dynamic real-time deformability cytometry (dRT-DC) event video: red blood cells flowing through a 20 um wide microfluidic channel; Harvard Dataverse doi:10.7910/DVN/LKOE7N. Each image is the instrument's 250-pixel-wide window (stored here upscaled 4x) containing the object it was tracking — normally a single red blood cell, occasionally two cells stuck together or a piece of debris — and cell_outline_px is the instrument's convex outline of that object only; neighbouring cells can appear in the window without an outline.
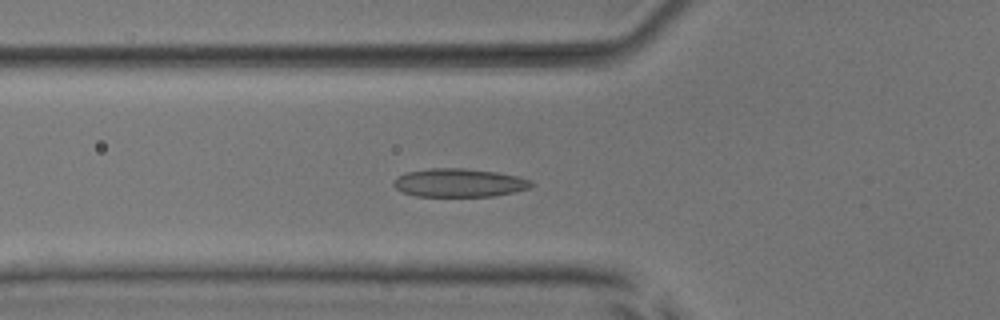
{"species": "common noctule bat (a hibernating species)", "species_latin": "Nyctalus noctula", "temperature_condition": "room temperature", "stored_images_in_passage": 52, "camera_frame_rate_fps": 3000, "um_per_image_px": 0.085, "animal": {"sex": "male", "body_mass_g": 17.9, "forearm_length_mm": 54.2}, "frame": {"image": 1, "passage_image": 19, "time_ms": 6.0, "image_size_px": [1000, 320], "cell_outline_px": [[532, 184], [528, 188], [496, 196], [416, 196], [404, 192], [396, 188], [392, 184], [392, 180], [408, 172], [428, 168], [464, 168], [496, 172], [520, 176], [532, 180]], "centroid_in_image_um": [39.03, 15.53], "position_along_channel_um": 86.8, "area_um2": 22.72}}
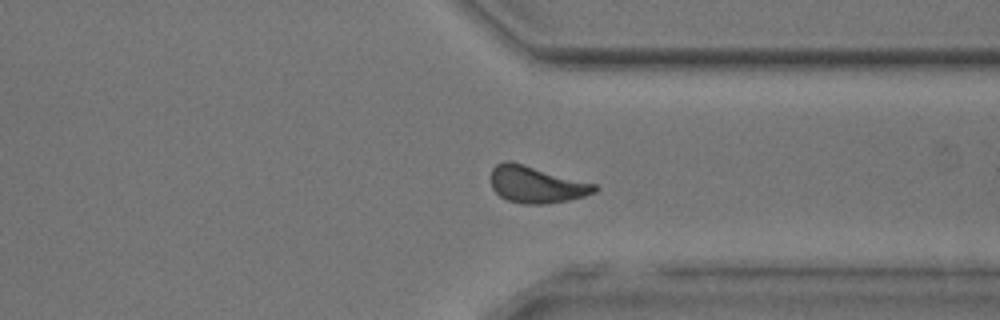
{"frame": {"image": 2, "passage_image": 40, "time_ms": 13.0, "image_size_px": [1000, 320], "cell_outline_px": [[600, 188], [596, 192], [584, 196], [568, 200], [540, 204], [524, 204], [508, 200], [500, 196], [492, 188], [492, 168], [496, 164], [504, 160], [508, 160], [524, 164], [596, 184]], "centroid_in_image_um": [45.6, 15.67], "position_along_channel_um": 365.8, "area_um2": 22.14}}
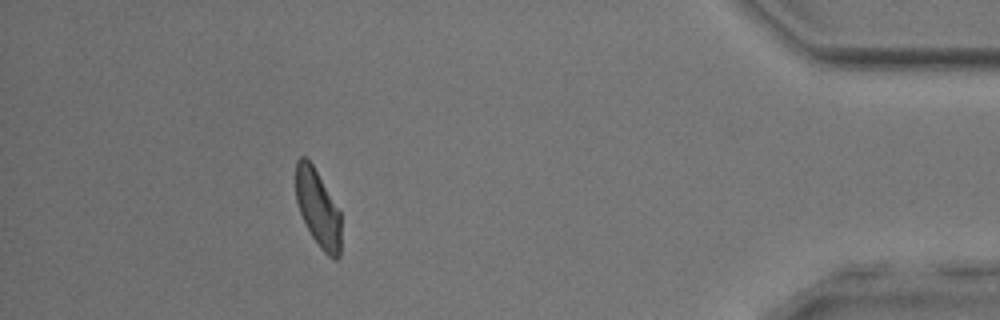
{"frame": {"image": 3, "passage_image": 47, "time_ms": 15.333, "image_size_px": [1000, 320], "cell_outline_px": [[340, 256], [336, 260], [328, 256], [320, 248], [312, 236], [300, 212], [296, 200], [296, 160], [300, 156], [304, 156], [312, 164], [340, 212]], "centroid_in_image_um": [27.02, 17.72], "position_along_channel_um": 408.2, "area_um2": 19.94}, "authors_computed_cell_mechanics": {"area_um2": 21.9351, "velocity_mm_per_s": 3.9765, "shape_relaxation_time_tau1_ms": 5.4189, "shape_relaxation_time_tau2_ms": 1.7415, "deformation_change_tau1": 0.1503, "deformation_change_tau2": 0.081}}